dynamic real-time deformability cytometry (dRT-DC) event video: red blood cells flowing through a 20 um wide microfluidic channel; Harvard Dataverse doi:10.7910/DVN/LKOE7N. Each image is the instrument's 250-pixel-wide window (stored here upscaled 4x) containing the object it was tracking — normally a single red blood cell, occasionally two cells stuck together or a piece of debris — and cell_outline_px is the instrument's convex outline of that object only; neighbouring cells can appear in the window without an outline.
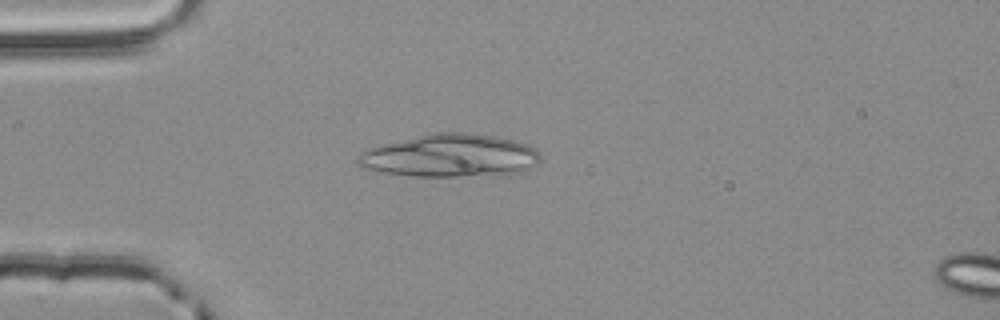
{"species": "common noctule bat (a hibernating species)", "species_latin": "Nyctalus noctula", "temperature_condition": "room temperature", "stored_images_in_passage": 45, "camera_frame_rate_fps": 3000, "um_per_image_px": 0.085, "animal": {"sex": "male", "body_mass_g": 20.4}, "frame": {"image": 1, "passage_image": 6, "time_ms": 1.667, "image_size_px": [1000, 320], "cell_outline_px": [[540, 160], [536, 164], [520, 172], [500, 176], [412, 176], [380, 172], [360, 168], [356, 164], [356, 156], [372, 148], [384, 144], [428, 132], [468, 132], [496, 136], [528, 144], [536, 148], [540, 152]], "centroid_in_image_um": [38.28, 13.24], "position_along_channel_um": 46.7, "area_um2": 46.24}}
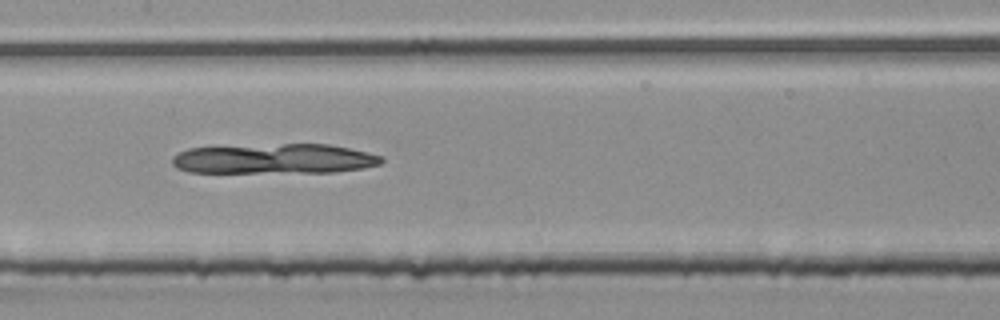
{"frame": {"image": 2, "passage_image": 18, "time_ms": 5.667, "image_size_px": [1000, 320], "cell_outline_px": [[384, 160], [380, 164], [364, 168], [336, 172], [188, 172], [176, 168], [172, 164], [172, 156], [188, 148], [284, 144], [328, 144], [368, 152], [380, 156]], "centroid_in_image_um": [23.32, 13.5], "position_along_channel_um": 184.1, "area_um2": 36.41}}
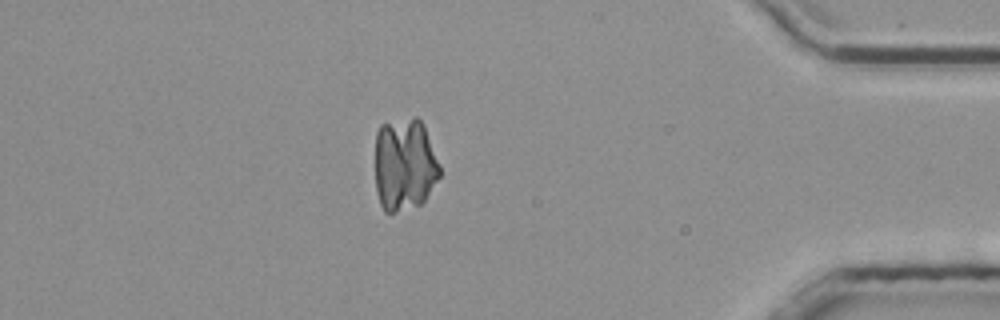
{"frame": {"image": 3, "passage_image": 38, "time_ms": 12.333, "image_size_px": [1000, 320], "cell_outline_px": [[440, 176], [424, 200], [420, 204], [396, 212], [384, 212], [380, 204], [376, 188], [376, 132], [380, 124], [416, 116], [424, 124], [440, 164]], "centroid_in_image_um": [34.39, 13.96], "position_along_channel_um": 400.8, "area_um2": 35.2}}